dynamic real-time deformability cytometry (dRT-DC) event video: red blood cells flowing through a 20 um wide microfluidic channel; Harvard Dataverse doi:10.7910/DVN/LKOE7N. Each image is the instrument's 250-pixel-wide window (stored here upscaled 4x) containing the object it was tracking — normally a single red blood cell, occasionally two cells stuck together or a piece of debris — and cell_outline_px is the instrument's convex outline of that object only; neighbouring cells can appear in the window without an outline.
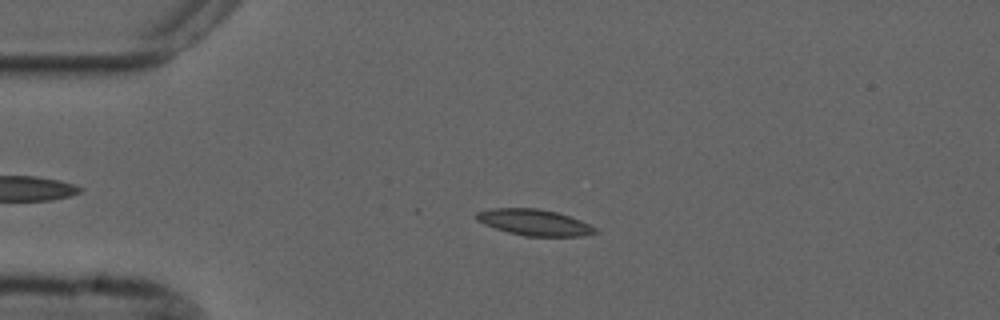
{"species": "common noctule bat (a hibernating species)", "species_latin": "Nyctalus noctula", "temperature_condition": "cold", "stored_images_in_passage": 46, "camera_frame_rate_fps": 3000, "um_per_image_px": 0.085, "animal": {"sex": "male", "forearm_length_mm": 52.5}, "frame": {"image": 1, "passage_image": 12, "time_ms": 3.667, "image_size_px": [1000, 320], "cell_outline_px": [[600, 232], [584, 236], [524, 236], [508, 232], [484, 224], [476, 220], [476, 212], [492, 208], [536, 208], [556, 212], [580, 220], [596, 228]], "centroid_in_image_um": [45.42, 18.91], "position_along_channel_um": 39.6, "area_um2": 18.03}}
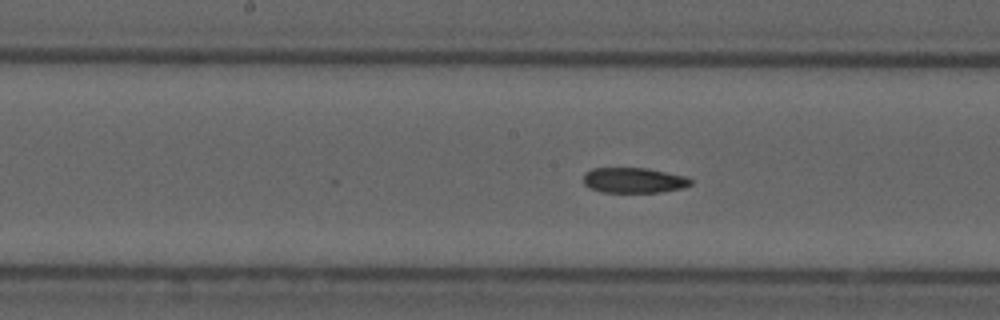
{"frame": {"image": 2, "passage_image": 27, "time_ms": 8.667, "image_size_px": [1000, 320], "cell_outline_px": [[692, 184], [684, 188], [660, 192], [600, 192], [588, 188], [584, 184], [584, 172], [592, 168], [648, 168], [684, 176], [692, 180]], "centroid_in_image_um": [53.85, 15.33], "position_along_channel_um": 194.4, "area_um2": 15.95}}
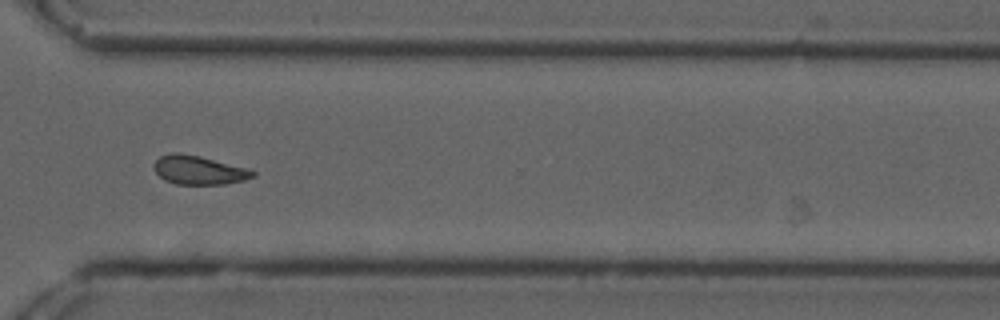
{"frame": {"image": 3, "passage_image": 40, "time_ms": 13.0, "image_size_px": [1000, 320], "cell_outline_px": [[256, 176], [244, 180], [224, 184], [176, 184], [164, 180], [156, 172], [152, 164], [160, 156], [172, 152], [180, 152], [200, 156], [244, 168], [256, 172]], "centroid_in_image_um": [16.85, 14.45], "position_along_channel_um": 353.7, "area_um2": 16.47}, "authors_computed_cell_mechanics": {"area_um2": 17.2244, "velocity_mm_per_s": 3.676, "shape_relaxation_time_tau1_ms": null, "shape_relaxation_time_tau2_ms": 4.7024, "deformation_change_tau1": null, "deformation_change_tau2": 0.1008}}